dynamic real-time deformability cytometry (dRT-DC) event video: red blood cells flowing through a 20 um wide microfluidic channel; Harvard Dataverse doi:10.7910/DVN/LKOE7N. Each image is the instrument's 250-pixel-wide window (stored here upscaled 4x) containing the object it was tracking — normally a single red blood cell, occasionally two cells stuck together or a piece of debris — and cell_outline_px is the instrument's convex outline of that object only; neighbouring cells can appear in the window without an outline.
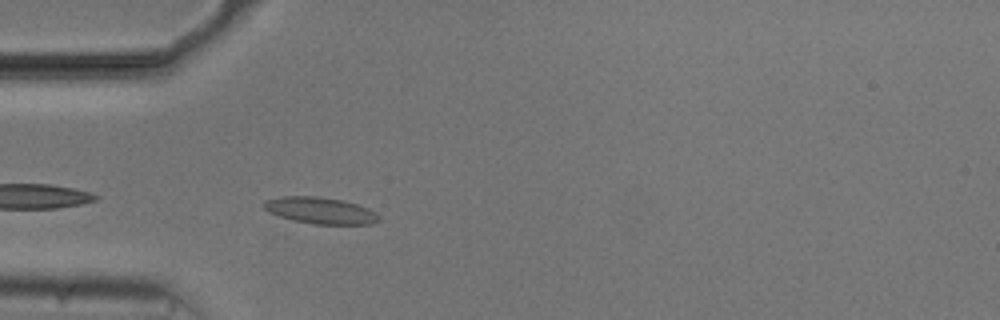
{"species": "common noctule bat (a hibernating species)", "species_latin": "Nyctalus noctula", "temperature_condition": "cold", "stored_images_in_passage": 41, "camera_frame_rate_fps": 3000, "um_per_image_px": 0.085, "animal": {"sex": "male", "body_mass_g": 20.5, "forearm_length_mm": 52.5}, "frame": {"image": 1, "passage_image": 3, "time_ms": 0.667, "image_size_px": [1000, 320], "cell_outline_px": [[380, 220], [372, 224], [312, 224], [292, 220], [268, 212], [260, 204], [264, 200], [280, 196], [316, 196], [344, 200], [368, 208], [376, 212], [380, 216]], "centroid_in_image_um": [27.2, 17.89], "position_along_channel_um": 57.8, "area_um2": 18.03}}
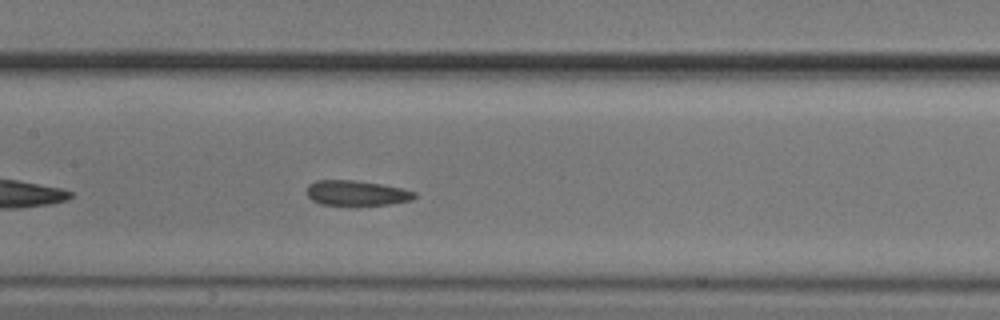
{"frame": {"image": 2, "passage_image": 13, "time_ms": 4.0, "image_size_px": [1000, 320], "cell_outline_px": [[416, 196], [412, 200], [388, 204], [320, 204], [312, 200], [308, 196], [308, 184], [316, 180], [352, 180], [380, 184], [400, 188], [416, 192]], "centroid_in_image_um": [30.3, 16.39], "position_along_channel_um": 177.1, "area_um2": 15.37}}
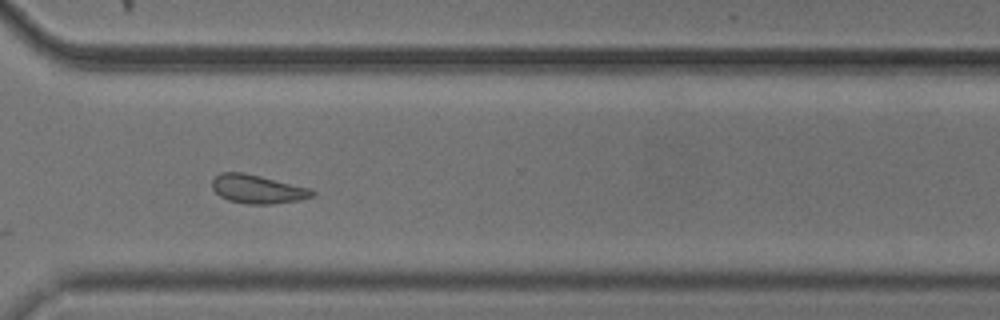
{"frame": {"image": 3, "passage_image": 27, "time_ms": 8.667, "image_size_px": [1000, 320], "cell_outline_px": [[316, 192], [312, 196], [300, 200], [272, 204], [248, 204], [228, 200], [220, 196], [212, 188], [212, 180], [220, 172], [244, 172], [312, 188]], "centroid_in_image_um": [21.91, 16.07], "position_along_channel_um": 348.7, "area_um2": 16.82}, "authors_computed_cell_mechanics": {"area_um2": 16.762, "velocity_mm_per_s": 3.6905, "shape_relaxation_time_tau1_ms": null, "shape_relaxation_time_tau2_ms": 2.3391, "deformation_change_tau1": null, "deformation_change_tau2": 0.0847}}